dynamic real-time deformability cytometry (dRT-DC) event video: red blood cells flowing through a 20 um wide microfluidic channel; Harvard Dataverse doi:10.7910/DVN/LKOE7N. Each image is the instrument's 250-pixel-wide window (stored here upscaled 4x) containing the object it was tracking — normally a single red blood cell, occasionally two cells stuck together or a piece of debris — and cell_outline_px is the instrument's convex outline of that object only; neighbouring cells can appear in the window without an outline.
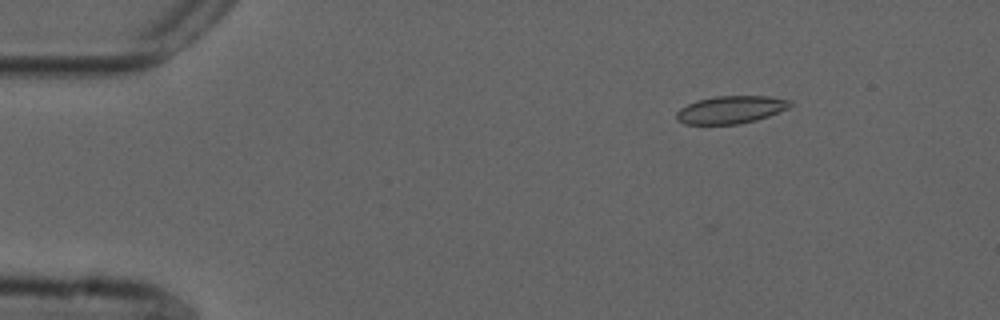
{"species": "common noctule bat (a hibernating species)", "species_latin": "Nyctalus noctula", "temperature_condition": "cold", "stored_images_in_passage": 48, "camera_frame_rate_fps": 3000, "um_per_image_px": 0.085, "animal": {"sex": "male", "forearm_length_mm": 52.5}, "frame": {"image": 1, "passage_image": 1, "time_ms": 0.0, "image_size_px": [1000, 320], "cell_outline_px": [[792, 104], [788, 108], [768, 116], [756, 120], [740, 124], [684, 124], [676, 120], [676, 112], [680, 108], [696, 100], [716, 96], [768, 96], [792, 100]], "centroid_in_image_um": [62.11, 9.32], "position_along_channel_um": 22.9, "area_um2": 18.38}}
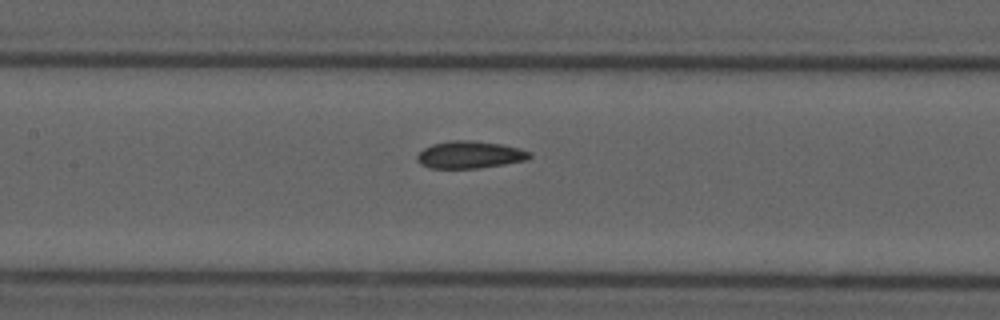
{"frame": {"image": 2, "passage_image": 19, "time_ms": 6.0, "image_size_px": [1000, 320], "cell_outline_px": [[532, 156], [528, 160], [480, 168], [428, 168], [420, 164], [416, 160], [416, 156], [424, 148], [432, 144], [452, 140], [472, 140], [500, 144], [520, 148], [532, 152]], "centroid_in_image_um": [39.94, 13.15], "position_along_channel_um": 167.5, "area_um2": 18.03}}
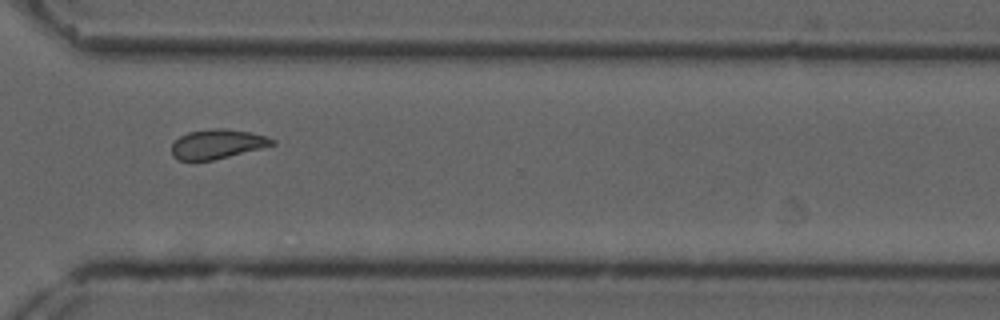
{"frame": {"image": 3, "passage_image": 34, "time_ms": 11.0, "image_size_px": [1000, 320], "cell_outline_px": [[276, 144], [212, 160], [180, 160], [172, 156], [172, 144], [180, 136], [188, 132], [216, 128], [224, 128], [248, 132], [268, 136], [276, 140]], "centroid_in_image_um": [18.47, 12.23], "position_along_channel_um": 352.1, "area_um2": 16.99}, "authors_computed_cell_mechanics": {"area_um2": 18.0047, "velocity_mm_per_s": 3.7117, "shape_relaxation_time_tau1_ms": 5.7889, "shape_relaxation_time_tau2_ms": 1.7453, "deformation_change_tau1": 0.1113, "deformation_change_tau2": 0.0605}}